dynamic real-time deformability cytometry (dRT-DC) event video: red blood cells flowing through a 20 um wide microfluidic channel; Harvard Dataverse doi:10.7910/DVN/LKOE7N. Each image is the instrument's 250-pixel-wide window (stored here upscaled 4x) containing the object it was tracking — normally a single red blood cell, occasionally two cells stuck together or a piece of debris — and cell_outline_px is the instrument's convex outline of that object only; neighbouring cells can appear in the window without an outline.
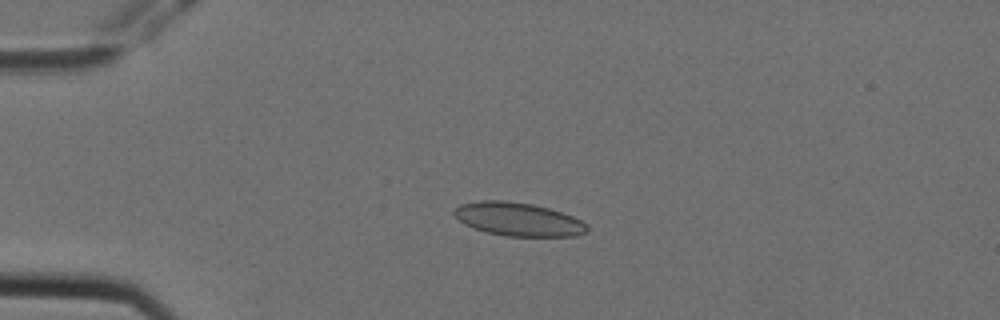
{"species": "Egyptian fruit bat (a non-hibernating species)", "species_latin": "Rousettus aegyptiacus", "temperature_condition": "cold", "stored_images_in_passage": 5, "camera_frame_rate_fps": 3000, "um_per_image_px": 0.085, "animal": {"sex": "female"}, "frame": {"image": 1, "passage_image": 3, "time_ms": 0.667, "image_size_px": [1000, 320], "cell_outline_px": [[588, 232], [576, 236], [504, 236], [488, 232], [464, 224], [452, 212], [460, 204], [480, 200], [504, 200], [532, 204], [548, 208], [572, 216], [588, 224]], "centroid_in_image_um": [44.07, 18.63], "position_along_channel_um": 40.9, "area_um2": 25.78}}
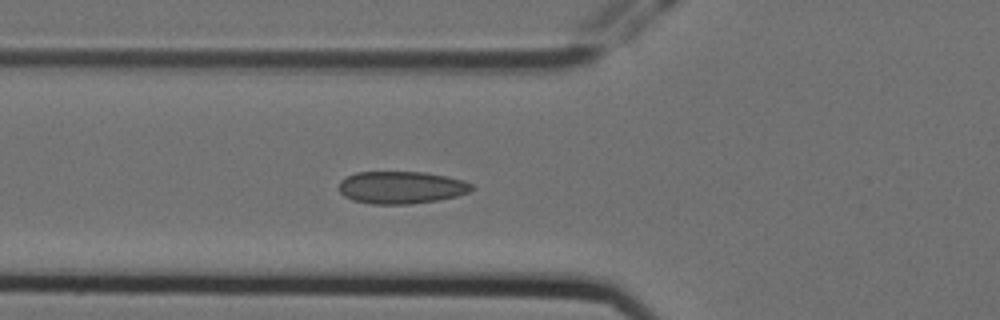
{"frame": {"image": 2, "passage_image": 5, "time_ms": 1.333, "image_size_px": [1000, 320], "cell_outline_px": [[476, 188], [468, 192], [456, 196], [436, 200], [408, 204], [372, 204], [352, 200], [344, 196], [336, 188], [340, 180], [356, 172], [424, 172], [448, 176], [464, 180], [472, 184]], "centroid_in_image_um": [34.09, 15.93], "position_along_channel_um": 91.7, "area_um2": 25.26}}